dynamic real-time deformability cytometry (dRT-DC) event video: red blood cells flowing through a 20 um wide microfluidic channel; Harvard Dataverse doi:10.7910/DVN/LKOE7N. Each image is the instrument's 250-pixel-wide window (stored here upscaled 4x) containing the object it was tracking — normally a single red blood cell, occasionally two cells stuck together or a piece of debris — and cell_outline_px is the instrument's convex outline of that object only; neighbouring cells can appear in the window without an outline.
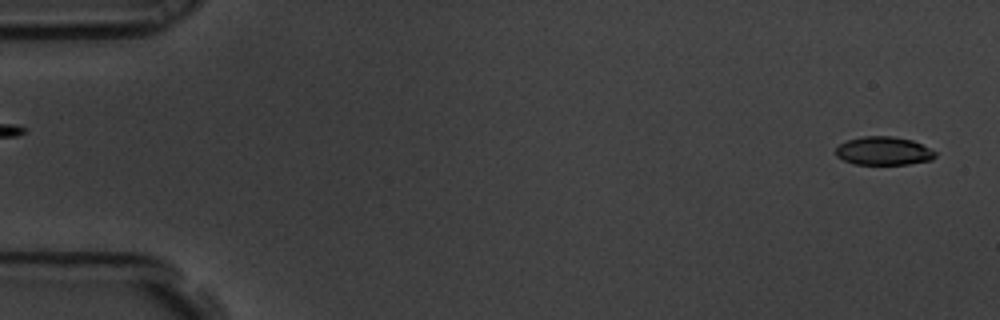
{"species": "common noctule bat (a hibernating species)", "species_latin": "Nyctalus noctula", "temperature_condition": "room temperature", "stored_images_in_passage": 57, "camera_frame_rate_fps": 3000, "um_per_image_px": 0.085, "animal": {"sex": "male", "body_mass_g": 19.5, "forearm_length_mm": 54.6}, "frame": {"image": 1, "passage_image": 2, "time_ms": 0.333, "image_size_px": [1000, 320], "cell_outline_px": [[936, 156], [932, 160], [908, 164], [852, 164], [836, 156], [836, 148], [840, 144], [848, 140], [864, 136], [892, 136], [912, 140], [936, 152]], "centroid_in_image_um": [75.1, 12.83], "position_along_channel_um": 9.9, "area_um2": 16.36}}
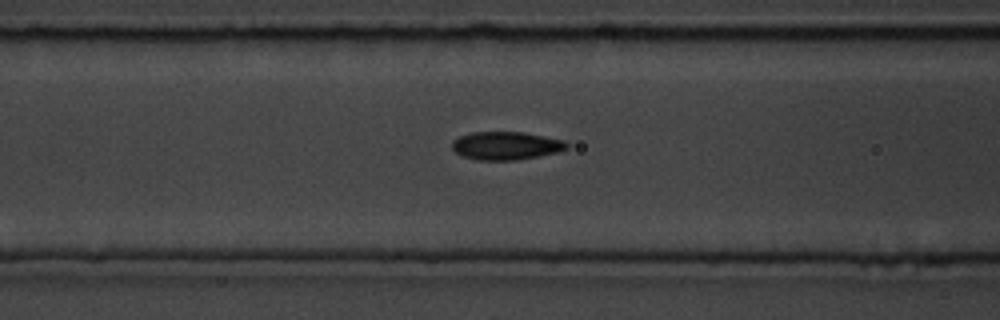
{"frame": {"image": 2, "passage_image": 23, "time_ms": 7.333, "image_size_px": [1000, 320], "cell_outline_px": [[568, 148], [560, 152], [516, 160], [476, 160], [464, 156], [456, 152], [452, 148], [452, 140], [460, 136], [472, 132], [524, 132], [564, 140], [568, 144]], "centroid_in_image_um": [43.03, 12.38], "position_along_channel_um": 123.6, "area_um2": 18.84}}
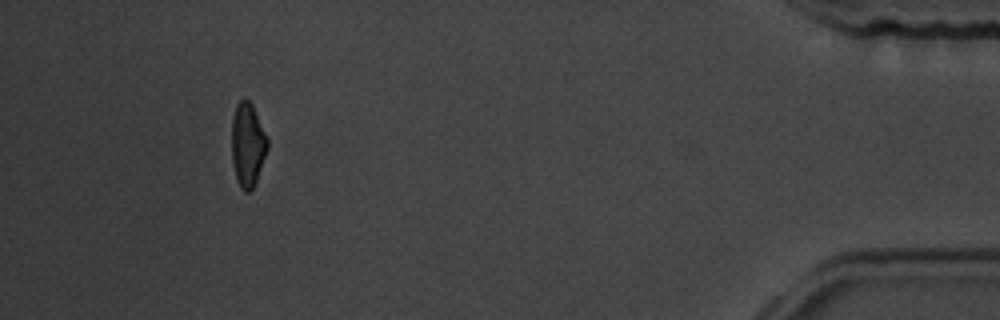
{"frame": {"image": 3, "passage_image": 53, "time_ms": 17.333, "image_size_px": [1000, 320], "cell_outline_px": [[268, 148], [256, 180], [252, 188], [248, 192], [244, 192], [240, 188], [236, 180], [232, 164], [232, 116], [236, 104], [244, 96], [252, 104], [268, 140]], "centroid_in_image_um": [21.02, 12.29], "position_along_channel_um": 414.2, "area_um2": 17.51}, "authors_computed_cell_mechanics": {"area_um2": 18.0336, "velocity_mm_per_s": 3.5655, "shape_relaxation_time_tau1_ms": 4.5272, "shape_relaxation_time_tau2_ms": 2.0508, "deformation_change_tau1": 0.1199, "deformation_change_tau2": 0.0711}}